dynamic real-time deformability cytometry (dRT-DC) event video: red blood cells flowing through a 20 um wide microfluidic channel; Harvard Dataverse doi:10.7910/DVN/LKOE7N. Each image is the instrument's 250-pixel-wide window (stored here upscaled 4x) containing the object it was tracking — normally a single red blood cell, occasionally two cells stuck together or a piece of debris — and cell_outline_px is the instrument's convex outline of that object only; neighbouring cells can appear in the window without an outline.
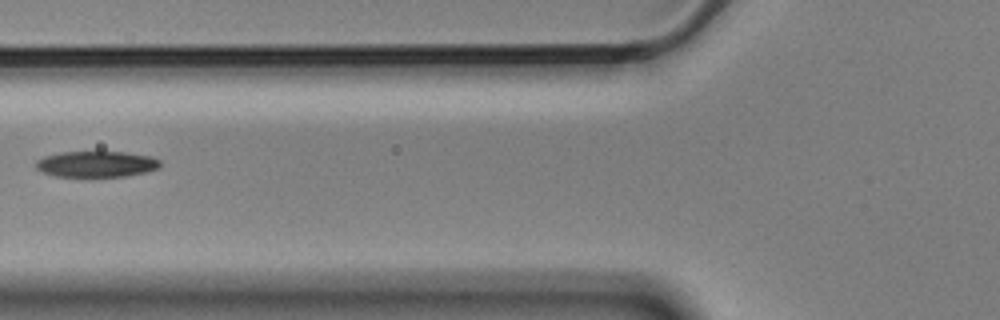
{"species": "Egyptian fruit bat (a non-hibernating species)", "species_latin": "Rousettus aegyptiacus", "temperature_condition": "cold", "stored_images_in_passage": 14, "camera_frame_rate_fps": 3000, "um_per_image_px": 0.085, "animal": {"sex": "male"}, "frame": {"image": 1, "passage_image": 5, "time_ms": 1.333, "image_size_px": [1000, 320], "cell_outline_px": [[160, 168], [144, 172], [124, 176], [52, 176], [40, 172], [36, 168], [36, 160], [44, 156], [60, 152], [124, 152], [152, 156], [160, 160]], "centroid_in_image_um": [8.17, 13.94], "position_along_channel_um": 117.6, "area_um2": 18.84}}
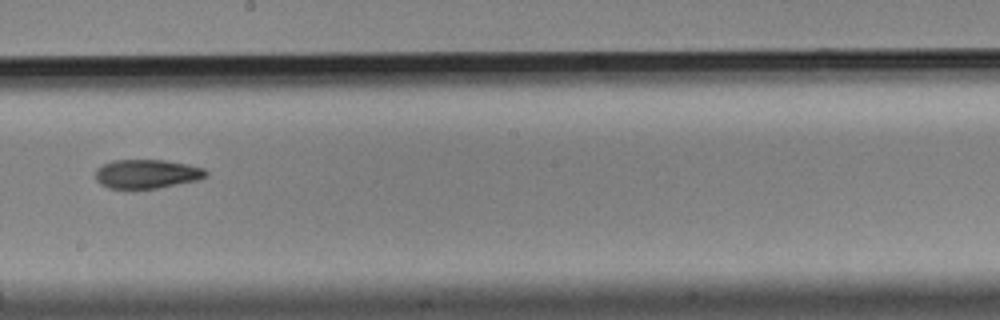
{"frame": {"image": 2, "passage_image": 8, "time_ms": 2.333, "image_size_px": [1000, 320], "cell_outline_px": [[208, 176], [200, 180], [160, 188], [132, 192], [108, 188], [100, 184], [96, 180], [96, 168], [112, 160], [164, 160], [188, 164], [204, 168], [208, 172]], "centroid_in_image_um": [12.48, 14.83], "position_along_channel_um": 235.7, "area_um2": 19.59}}
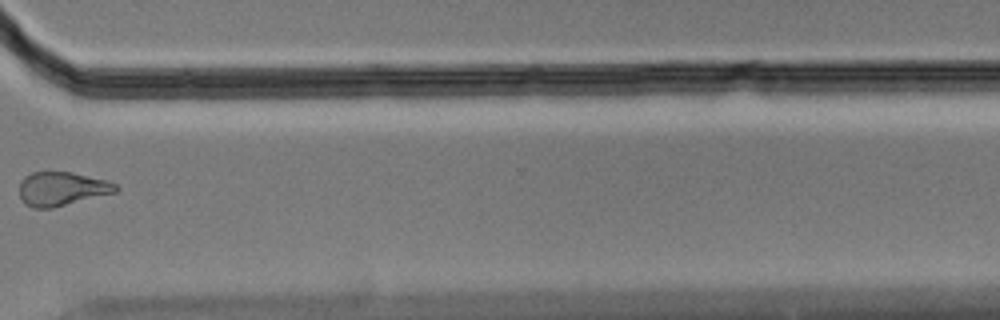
{"frame": {"image": 3, "passage_image": 11, "time_ms": 3.333, "image_size_px": [1000, 320], "cell_outline_px": [[120, 188], [116, 192], [52, 208], [32, 208], [24, 204], [20, 196], [20, 184], [24, 176], [32, 172], [72, 172], [108, 180], [116, 184]], "centroid_in_image_um": [5.26, 16.04], "position_along_channel_um": 365.3, "area_um2": 19.07}}